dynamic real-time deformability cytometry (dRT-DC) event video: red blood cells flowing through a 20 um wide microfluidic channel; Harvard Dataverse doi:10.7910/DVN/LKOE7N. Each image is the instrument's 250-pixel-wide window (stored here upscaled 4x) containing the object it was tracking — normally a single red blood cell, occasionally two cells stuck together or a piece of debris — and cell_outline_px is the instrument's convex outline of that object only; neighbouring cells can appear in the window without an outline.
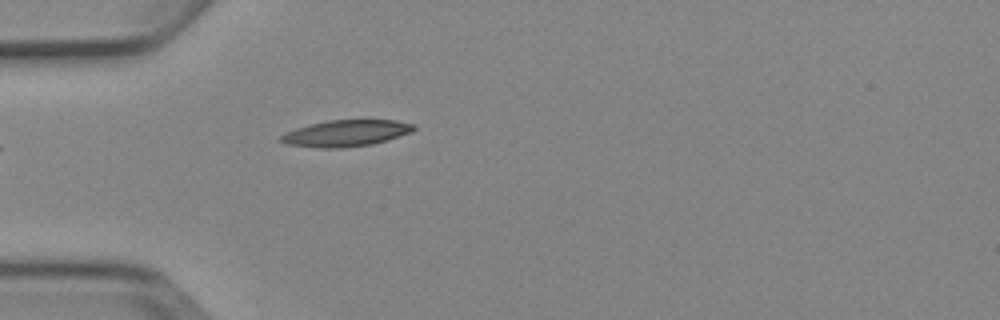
{"species": "Egyptian fruit bat (a non-hibernating species)", "species_latin": "Rousettus aegyptiacus", "temperature_condition": "cold", "stored_images_in_passage": 4, "camera_frame_rate_fps": 3000, "um_per_image_px": 0.085, "animal": {"sex": "female"}, "frame": {"image": 1, "passage_image": 4, "time_ms": 3.667, "image_size_px": [1000, 320], "cell_outline_px": [[416, 128], [412, 132], [372, 144], [344, 148], [320, 148], [288, 144], [280, 140], [280, 136], [296, 128], [328, 120], [396, 120], [416, 124]], "centroid_in_image_um": [29.46, 11.32], "position_along_channel_um": 55.5, "area_um2": 20.29}}